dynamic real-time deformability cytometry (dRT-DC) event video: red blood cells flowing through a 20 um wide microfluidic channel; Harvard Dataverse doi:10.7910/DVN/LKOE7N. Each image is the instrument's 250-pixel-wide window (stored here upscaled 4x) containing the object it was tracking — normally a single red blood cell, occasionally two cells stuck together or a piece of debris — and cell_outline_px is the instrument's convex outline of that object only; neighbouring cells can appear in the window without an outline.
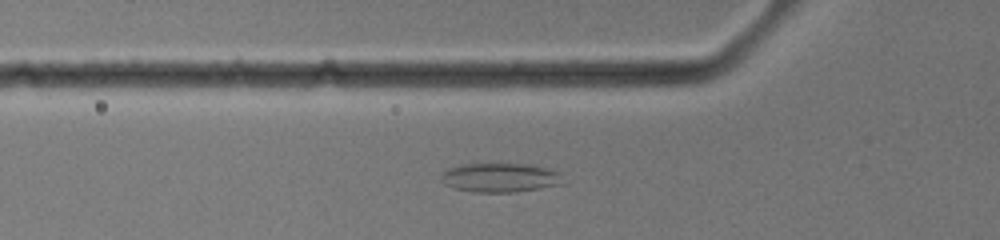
{"species": "common noctule bat (a hibernating species)", "species_latin": "Nyctalus noctula", "temperature_condition": "warm", "stored_images_in_passage": 28, "camera_frame_rate_fps": 3000, "um_per_image_px": 0.085, "animal": {"sex": "female", "body_mass_g": 19.0, "forearm_length_mm": 51.5}, "frame": {"image": 1, "passage_image": 6, "time_ms": 1.667, "image_size_px": [1000, 240], "cell_outline_px": [[560, 172], [556, 184], [540, 188], [516, 192], [476, 192], [452, 188], [444, 184], [440, 180], [440, 176], [448, 168], [460, 164], [532, 164], [548, 168]], "centroid_in_image_um": [42.4, 15.09], "position_along_channel_um": 83.4, "area_um2": 20.46}}
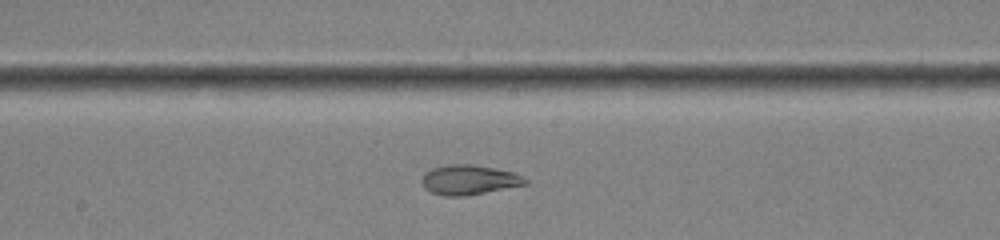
{"frame": {"image": 2, "passage_image": 14, "time_ms": 4.333, "image_size_px": [1000, 240], "cell_outline_px": [[528, 184], [464, 196], [444, 196], [432, 192], [424, 188], [420, 180], [424, 172], [432, 168], [448, 164], [476, 164], [516, 172], [528, 180]], "centroid_in_image_um": [39.87, 15.27], "position_along_channel_um": 208.3, "area_um2": 18.21}}
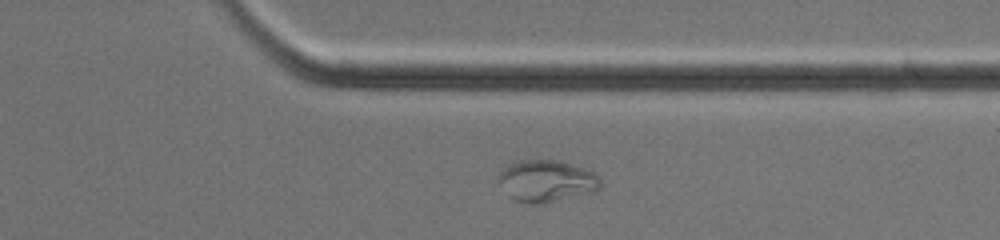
{"frame": {"image": 3, "passage_image": 24, "time_ms": 7.667, "image_size_px": [1000, 240], "cell_outline_px": [[600, 188], [544, 204], [528, 204], [516, 200], [508, 196], [496, 176], [508, 164], [516, 160], [560, 160], [584, 168], [600, 176]], "centroid_in_image_um": [46.4, 15.36], "position_along_channel_um": 365.0, "area_um2": 24.68}}